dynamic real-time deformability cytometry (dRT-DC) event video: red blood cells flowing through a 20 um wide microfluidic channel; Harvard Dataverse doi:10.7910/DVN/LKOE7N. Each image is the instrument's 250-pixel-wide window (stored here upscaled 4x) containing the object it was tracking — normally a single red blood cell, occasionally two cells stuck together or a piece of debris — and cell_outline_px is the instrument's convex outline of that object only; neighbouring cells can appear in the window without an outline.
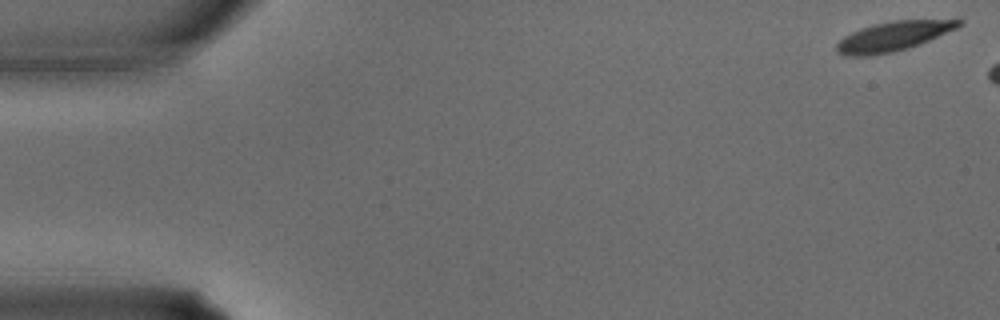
{"species": "common noctule bat (a hibernating species)", "species_latin": "Nyctalus noctula", "temperature_condition": "warm", "stored_images_in_passage": 4, "camera_frame_rate_fps": 3000, "um_per_image_px": 0.085, "animal": {"sex": "male", "body_mass_g": 15.6}, "frame": {"image": 1, "passage_image": 1, "time_ms": 0.0, "image_size_px": [1000, 320], "cell_outline_px": [[964, 24], [956, 28], [928, 40], [908, 48], [892, 52], [872, 56], [844, 56], [836, 52], [836, 44], [844, 36], [852, 32], [876, 24], [892, 20], [964, 20]], "centroid_in_image_um": [75.88, 3.1], "position_along_channel_um": 9.1, "area_um2": 20.69}}